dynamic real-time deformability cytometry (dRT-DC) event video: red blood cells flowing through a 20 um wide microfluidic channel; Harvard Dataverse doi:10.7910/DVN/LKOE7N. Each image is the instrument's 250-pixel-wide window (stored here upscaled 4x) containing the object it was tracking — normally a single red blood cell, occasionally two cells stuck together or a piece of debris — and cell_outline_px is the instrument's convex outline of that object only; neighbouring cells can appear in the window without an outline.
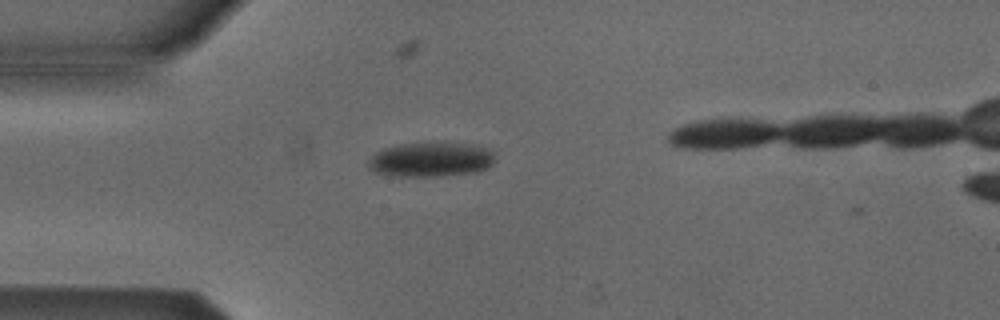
{"species": "Egyptian fruit bat (a non-hibernating species)", "species_latin": "Rousettus aegyptiacus", "temperature_condition": "cold", "stored_images_in_passage": 2, "camera_frame_rate_fps": 3000, "um_per_image_px": 0.085, "animal": {"sex": "male"}, "frame": {"image": 1, "passage_image": 1, "time_ms": 0.0, "image_size_px": [1000, 320], "cell_outline_px": [[496, 152], [492, 164], [488, 168], [480, 172], [444, 176], [392, 176], [376, 172], [368, 168], [368, 160], [376, 152], [384, 148], [400, 144], [444, 140], [472, 144], [488, 148]], "centroid_in_image_um": [36.69, 13.53], "position_along_channel_um": 48.3, "area_um2": 26.53}}